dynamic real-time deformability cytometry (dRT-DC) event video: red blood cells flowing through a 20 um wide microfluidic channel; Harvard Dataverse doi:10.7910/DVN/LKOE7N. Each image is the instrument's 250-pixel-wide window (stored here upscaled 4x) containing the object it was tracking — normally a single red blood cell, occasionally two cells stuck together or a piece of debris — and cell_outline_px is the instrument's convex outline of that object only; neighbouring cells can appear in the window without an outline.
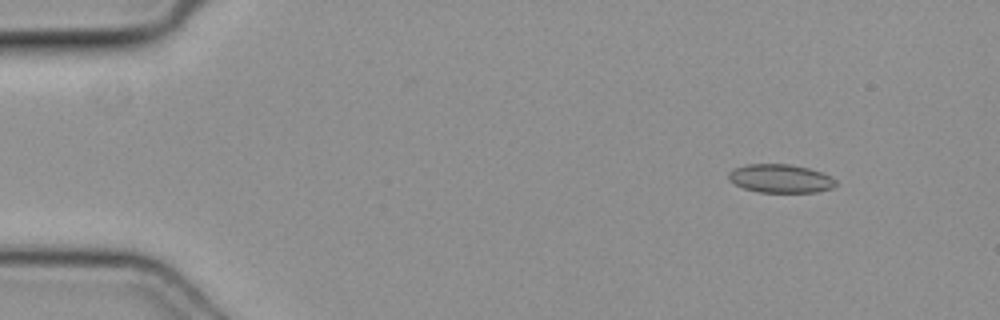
{"species": "common noctule bat (a hibernating species)", "species_latin": "Nyctalus noctula", "temperature_condition": "cold", "stored_images_in_passage": 50, "camera_frame_rate_fps": 3000, "um_per_image_px": 0.085, "animal": {"sex": "female", "body_mass_g": 19.3, "forearm_length_mm": 54.1}, "frame": {"image": 1, "passage_image": 6, "time_ms": 1.667, "image_size_px": [1000, 320], "cell_outline_px": [[836, 184], [832, 188], [816, 192], [756, 192], [744, 188], [728, 180], [728, 172], [744, 164], [788, 164], [808, 168], [832, 176], [836, 180]], "centroid_in_image_um": [66.33, 15.17], "position_along_channel_um": 18.7, "area_um2": 17.8}}
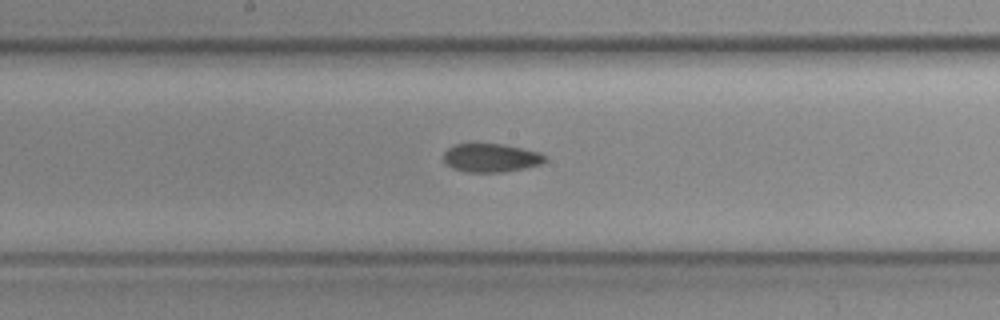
{"frame": {"image": 2, "passage_image": 27, "time_ms": 8.667, "image_size_px": [1000, 320], "cell_outline_px": [[548, 160], [540, 164], [524, 168], [504, 172], [464, 172], [452, 168], [444, 164], [444, 152], [448, 148], [456, 144], [504, 144], [540, 152], [548, 156]], "centroid_in_image_um": [41.75, 13.42], "position_along_channel_um": 206.5, "area_um2": 17.05}}
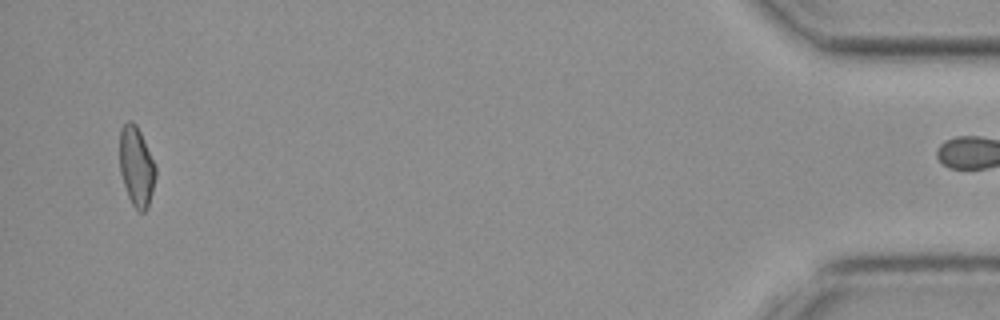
{"frame": {"image": 3, "passage_image": 49, "time_ms": 16.0, "image_size_px": [1000, 320], "cell_outline_px": [[156, 176], [148, 208], [144, 212], [140, 212], [132, 204], [128, 196], [120, 172], [120, 128], [128, 120], [132, 120], [136, 124], [140, 132], [156, 168]], "centroid_in_image_um": [11.59, 14.15], "position_along_channel_um": 423.6, "area_um2": 16.53}}